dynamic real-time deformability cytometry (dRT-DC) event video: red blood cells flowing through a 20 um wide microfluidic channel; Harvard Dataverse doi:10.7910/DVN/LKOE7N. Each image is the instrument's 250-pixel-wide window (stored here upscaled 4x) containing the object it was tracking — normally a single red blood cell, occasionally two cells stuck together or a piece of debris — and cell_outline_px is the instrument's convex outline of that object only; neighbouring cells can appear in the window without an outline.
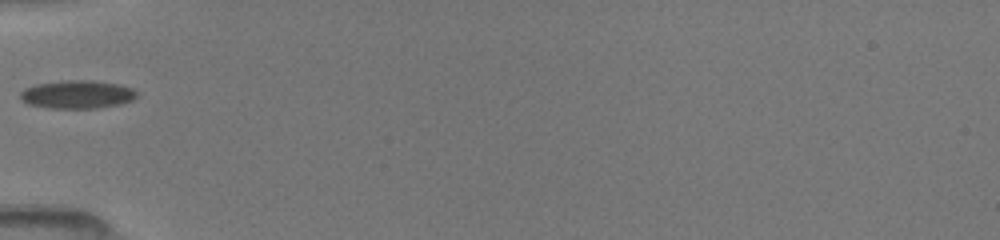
{"species": "common noctule bat (a hibernating species)", "species_latin": "Nyctalus noctula", "temperature_condition": "room temperature", "stored_images_in_passage": 27, "camera_frame_rate_fps": 3000, "um_per_image_px": 0.085, "animal": {"sex": "female", "body_mass_g": 19.5, "forearm_length_mm": 54.1}, "frame": {"image": 1, "passage_image": 1, "time_ms": 0.0, "image_size_px": [1000, 240], "cell_outline_px": [[136, 96], [132, 100], [120, 104], [96, 108], [48, 108], [28, 104], [20, 100], [20, 92], [24, 88], [36, 84], [68, 80], [92, 80], [120, 84], [132, 88], [136, 92]], "centroid_in_image_um": [6.54, 8.02], "position_along_channel_um": 78.5, "area_um2": 19.19}}
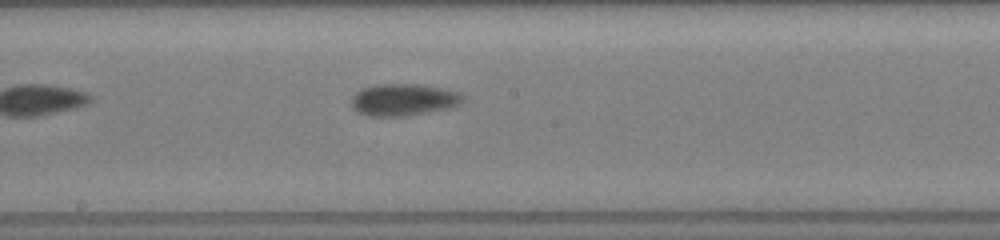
{"frame": {"image": 2, "passage_image": 10, "time_ms": 3.333, "image_size_px": [1000, 240], "cell_outline_px": [[464, 100], [460, 104], [448, 108], [408, 116], [368, 116], [356, 112], [352, 108], [352, 96], [360, 88], [376, 84], [420, 84], [444, 88], [460, 92], [464, 96]], "centroid_in_image_um": [34.29, 8.47], "position_along_channel_um": 213.9, "area_um2": 21.1}}
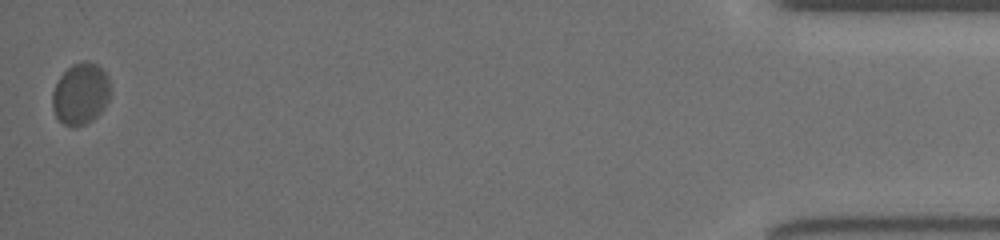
{"frame": {"image": 3, "passage_image": 27, "time_ms": 10.667, "image_size_px": [1000, 240], "cell_outline_px": [[112, 92], [104, 108], [92, 120], [76, 128], [72, 128], [64, 124], [56, 116], [52, 108], [52, 92], [60, 76], [72, 64], [84, 60], [88, 60], [96, 64], [108, 76]], "centroid_in_image_um": [6.86, 7.97], "position_along_channel_um": 428.3, "area_um2": 21.04}}